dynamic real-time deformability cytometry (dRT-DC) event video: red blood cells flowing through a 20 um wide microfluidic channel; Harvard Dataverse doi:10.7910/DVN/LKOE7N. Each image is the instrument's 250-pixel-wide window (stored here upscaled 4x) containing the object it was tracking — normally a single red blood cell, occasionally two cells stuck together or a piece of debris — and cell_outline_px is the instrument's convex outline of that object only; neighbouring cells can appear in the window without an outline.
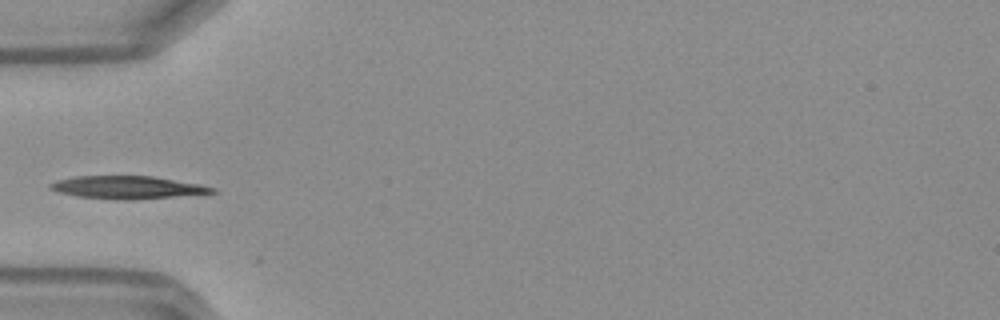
{"species": "Egyptian fruit bat (a non-hibernating species)", "species_latin": "Rousettus aegyptiacus", "temperature_condition": "warm", "stored_images_in_passage": 11, "camera_frame_rate_fps": 3000, "um_per_image_px": 0.085, "frame": {"image": 1, "passage_image": 1, "time_ms": 0.0, "image_size_px": [1000, 320], "cell_outline_px": [[216, 192], [132, 200], [116, 200], [76, 196], [60, 192], [48, 188], [48, 184], [56, 180], [76, 176], [152, 176], [200, 184], [216, 188]], "centroid_in_image_um": [10.78, 15.92], "position_along_channel_um": 74.2, "area_um2": 21.39}}